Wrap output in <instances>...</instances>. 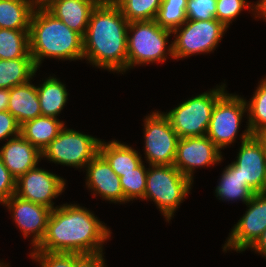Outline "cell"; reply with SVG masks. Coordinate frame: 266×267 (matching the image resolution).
<instances>
[{"mask_svg":"<svg viewBox=\"0 0 266 267\" xmlns=\"http://www.w3.org/2000/svg\"><path fill=\"white\" fill-rule=\"evenodd\" d=\"M111 233L104 222L80 204L57 205L51 210L43 240L31 251L99 253Z\"/></svg>","mask_w":266,"mask_h":267,"instance_id":"1","label":"cell"},{"mask_svg":"<svg viewBox=\"0 0 266 267\" xmlns=\"http://www.w3.org/2000/svg\"><path fill=\"white\" fill-rule=\"evenodd\" d=\"M129 21L112 0H101L91 13L83 38V59L109 72L127 71Z\"/></svg>","mask_w":266,"mask_h":267,"instance_id":"2","label":"cell"},{"mask_svg":"<svg viewBox=\"0 0 266 267\" xmlns=\"http://www.w3.org/2000/svg\"><path fill=\"white\" fill-rule=\"evenodd\" d=\"M29 51L37 69L42 60H82L83 38L44 7H35L29 27Z\"/></svg>","mask_w":266,"mask_h":267,"instance_id":"3","label":"cell"},{"mask_svg":"<svg viewBox=\"0 0 266 267\" xmlns=\"http://www.w3.org/2000/svg\"><path fill=\"white\" fill-rule=\"evenodd\" d=\"M172 31L162 28L156 20L131 21L127 31V71L137 65L163 63L173 59ZM170 57H168V56Z\"/></svg>","mask_w":266,"mask_h":267,"instance_id":"4","label":"cell"},{"mask_svg":"<svg viewBox=\"0 0 266 267\" xmlns=\"http://www.w3.org/2000/svg\"><path fill=\"white\" fill-rule=\"evenodd\" d=\"M192 184L174 165H149L142 200L153 201L166 222H170L190 193Z\"/></svg>","mask_w":266,"mask_h":267,"instance_id":"5","label":"cell"},{"mask_svg":"<svg viewBox=\"0 0 266 267\" xmlns=\"http://www.w3.org/2000/svg\"><path fill=\"white\" fill-rule=\"evenodd\" d=\"M226 84L198 94L163 112L179 138L205 136L216 101L226 92Z\"/></svg>","mask_w":266,"mask_h":267,"instance_id":"6","label":"cell"},{"mask_svg":"<svg viewBox=\"0 0 266 267\" xmlns=\"http://www.w3.org/2000/svg\"><path fill=\"white\" fill-rule=\"evenodd\" d=\"M227 28L216 18L210 20H186L175 29L173 59L179 60L195 54H205L216 50Z\"/></svg>","mask_w":266,"mask_h":267,"instance_id":"7","label":"cell"},{"mask_svg":"<svg viewBox=\"0 0 266 267\" xmlns=\"http://www.w3.org/2000/svg\"><path fill=\"white\" fill-rule=\"evenodd\" d=\"M100 142L101 139L64 126L42 150V160L82 169L99 153Z\"/></svg>","mask_w":266,"mask_h":267,"instance_id":"8","label":"cell"},{"mask_svg":"<svg viewBox=\"0 0 266 267\" xmlns=\"http://www.w3.org/2000/svg\"><path fill=\"white\" fill-rule=\"evenodd\" d=\"M144 154L149 165H174L179 136L161 111L144 119Z\"/></svg>","mask_w":266,"mask_h":267,"instance_id":"9","label":"cell"},{"mask_svg":"<svg viewBox=\"0 0 266 267\" xmlns=\"http://www.w3.org/2000/svg\"><path fill=\"white\" fill-rule=\"evenodd\" d=\"M247 113L246 99L227 91L216 101L206 136L220 149L236 141L241 121Z\"/></svg>","mask_w":266,"mask_h":267,"instance_id":"10","label":"cell"},{"mask_svg":"<svg viewBox=\"0 0 266 267\" xmlns=\"http://www.w3.org/2000/svg\"><path fill=\"white\" fill-rule=\"evenodd\" d=\"M245 205L248 208L231 229L222 246L223 252L231 249L241 253L247 250L266 229V194L255 193Z\"/></svg>","mask_w":266,"mask_h":267,"instance_id":"11","label":"cell"},{"mask_svg":"<svg viewBox=\"0 0 266 267\" xmlns=\"http://www.w3.org/2000/svg\"><path fill=\"white\" fill-rule=\"evenodd\" d=\"M65 185L63 177L36 166L16 179L15 195L53 210V199L64 192Z\"/></svg>","mask_w":266,"mask_h":267,"instance_id":"12","label":"cell"},{"mask_svg":"<svg viewBox=\"0 0 266 267\" xmlns=\"http://www.w3.org/2000/svg\"><path fill=\"white\" fill-rule=\"evenodd\" d=\"M221 150L205 135L179 138L174 166L192 182L196 168L210 167L223 160Z\"/></svg>","mask_w":266,"mask_h":267,"instance_id":"13","label":"cell"},{"mask_svg":"<svg viewBox=\"0 0 266 267\" xmlns=\"http://www.w3.org/2000/svg\"><path fill=\"white\" fill-rule=\"evenodd\" d=\"M237 159L231 164L238 168L243 181L256 192H262L266 182V154L261 142L247 127L240 136Z\"/></svg>","mask_w":266,"mask_h":267,"instance_id":"14","label":"cell"},{"mask_svg":"<svg viewBox=\"0 0 266 267\" xmlns=\"http://www.w3.org/2000/svg\"><path fill=\"white\" fill-rule=\"evenodd\" d=\"M3 205L11 212L14 222L21 230L24 238L32 237L30 240L31 249H35L45 236L47 222L52 209L20 198L15 194Z\"/></svg>","mask_w":266,"mask_h":267,"instance_id":"15","label":"cell"},{"mask_svg":"<svg viewBox=\"0 0 266 267\" xmlns=\"http://www.w3.org/2000/svg\"><path fill=\"white\" fill-rule=\"evenodd\" d=\"M86 187L91 190L92 196H100L110 203L125 204L124 192L120 177L114 173L109 163L98 153L86 166ZM98 194V195H97Z\"/></svg>","mask_w":266,"mask_h":267,"instance_id":"16","label":"cell"},{"mask_svg":"<svg viewBox=\"0 0 266 267\" xmlns=\"http://www.w3.org/2000/svg\"><path fill=\"white\" fill-rule=\"evenodd\" d=\"M0 157L9 172L17 179L39 164L42 153L19 134L3 144L0 148Z\"/></svg>","mask_w":266,"mask_h":267,"instance_id":"17","label":"cell"},{"mask_svg":"<svg viewBox=\"0 0 266 267\" xmlns=\"http://www.w3.org/2000/svg\"><path fill=\"white\" fill-rule=\"evenodd\" d=\"M100 1L53 0L44 8L83 37L87 30L91 13Z\"/></svg>","mask_w":266,"mask_h":267,"instance_id":"18","label":"cell"},{"mask_svg":"<svg viewBox=\"0 0 266 267\" xmlns=\"http://www.w3.org/2000/svg\"><path fill=\"white\" fill-rule=\"evenodd\" d=\"M9 96L7 111L19 125L41 116L37 87L31 80L9 89Z\"/></svg>","mask_w":266,"mask_h":267,"instance_id":"19","label":"cell"},{"mask_svg":"<svg viewBox=\"0 0 266 267\" xmlns=\"http://www.w3.org/2000/svg\"><path fill=\"white\" fill-rule=\"evenodd\" d=\"M99 154L119 177L123 176L124 173L131 172L144 162L137 150L114 139L108 142L101 140Z\"/></svg>","mask_w":266,"mask_h":267,"instance_id":"20","label":"cell"},{"mask_svg":"<svg viewBox=\"0 0 266 267\" xmlns=\"http://www.w3.org/2000/svg\"><path fill=\"white\" fill-rule=\"evenodd\" d=\"M64 123L58 118L39 116L20 125V135L42 152L58 136Z\"/></svg>","mask_w":266,"mask_h":267,"instance_id":"21","label":"cell"},{"mask_svg":"<svg viewBox=\"0 0 266 267\" xmlns=\"http://www.w3.org/2000/svg\"><path fill=\"white\" fill-rule=\"evenodd\" d=\"M37 87L41 116L54 117L61 113L67 103L66 86L55 76H49Z\"/></svg>","mask_w":266,"mask_h":267,"instance_id":"22","label":"cell"},{"mask_svg":"<svg viewBox=\"0 0 266 267\" xmlns=\"http://www.w3.org/2000/svg\"><path fill=\"white\" fill-rule=\"evenodd\" d=\"M256 192L243 181L239 175L238 168L231 163L228 164L219 178L218 185L215 188V196L219 200L237 201L241 200L246 204Z\"/></svg>","mask_w":266,"mask_h":267,"instance_id":"23","label":"cell"},{"mask_svg":"<svg viewBox=\"0 0 266 267\" xmlns=\"http://www.w3.org/2000/svg\"><path fill=\"white\" fill-rule=\"evenodd\" d=\"M33 0H0V28L29 30Z\"/></svg>","mask_w":266,"mask_h":267,"instance_id":"24","label":"cell"},{"mask_svg":"<svg viewBox=\"0 0 266 267\" xmlns=\"http://www.w3.org/2000/svg\"><path fill=\"white\" fill-rule=\"evenodd\" d=\"M37 71L33 58L0 59V89L25 84Z\"/></svg>","mask_w":266,"mask_h":267,"instance_id":"25","label":"cell"},{"mask_svg":"<svg viewBox=\"0 0 266 267\" xmlns=\"http://www.w3.org/2000/svg\"><path fill=\"white\" fill-rule=\"evenodd\" d=\"M32 58L29 30L0 28V59Z\"/></svg>","mask_w":266,"mask_h":267,"instance_id":"26","label":"cell"},{"mask_svg":"<svg viewBox=\"0 0 266 267\" xmlns=\"http://www.w3.org/2000/svg\"><path fill=\"white\" fill-rule=\"evenodd\" d=\"M247 104V126L252 135L266 127V77L260 80Z\"/></svg>","mask_w":266,"mask_h":267,"instance_id":"27","label":"cell"},{"mask_svg":"<svg viewBox=\"0 0 266 267\" xmlns=\"http://www.w3.org/2000/svg\"><path fill=\"white\" fill-rule=\"evenodd\" d=\"M129 21L154 20L162 0H112Z\"/></svg>","mask_w":266,"mask_h":267,"instance_id":"28","label":"cell"},{"mask_svg":"<svg viewBox=\"0 0 266 267\" xmlns=\"http://www.w3.org/2000/svg\"><path fill=\"white\" fill-rule=\"evenodd\" d=\"M187 0H162L156 22L164 29L174 31L186 20Z\"/></svg>","mask_w":266,"mask_h":267,"instance_id":"29","label":"cell"},{"mask_svg":"<svg viewBox=\"0 0 266 267\" xmlns=\"http://www.w3.org/2000/svg\"><path fill=\"white\" fill-rule=\"evenodd\" d=\"M147 165L143 162L131 172L124 173L120 177V183L125 199L130 202L144 198L146 190Z\"/></svg>","mask_w":266,"mask_h":267,"instance_id":"30","label":"cell"},{"mask_svg":"<svg viewBox=\"0 0 266 267\" xmlns=\"http://www.w3.org/2000/svg\"><path fill=\"white\" fill-rule=\"evenodd\" d=\"M248 9L255 15V4L248 0H217L215 18L226 28H229L232 21L243 11Z\"/></svg>","mask_w":266,"mask_h":267,"instance_id":"31","label":"cell"},{"mask_svg":"<svg viewBox=\"0 0 266 267\" xmlns=\"http://www.w3.org/2000/svg\"><path fill=\"white\" fill-rule=\"evenodd\" d=\"M29 256L40 267H74V253L30 251Z\"/></svg>","mask_w":266,"mask_h":267,"instance_id":"32","label":"cell"},{"mask_svg":"<svg viewBox=\"0 0 266 267\" xmlns=\"http://www.w3.org/2000/svg\"><path fill=\"white\" fill-rule=\"evenodd\" d=\"M217 0H187V20L215 19Z\"/></svg>","mask_w":266,"mask_h":267,"instance_id":"33","label":"cell"},{"mask_svg":"<svg viewBox=\"0 0 266 267\" xmlns=\"http://www.w3.org/2000/svg\"><path fill=\"white\" fill-rule=\"evenodd\" d=\"M16 190V178L9 172L0 157V204H4Z\"/></svg>","mask_w":266,"mask_h":267,"instance_id":"34","label":"cell"},{"mask_svg":"<svg viewBox=\"0 0 266 267\" xmlns=\"http://www.w3.org/2000/svg\"><path fill=\"white\" fill-rule=\"evenodd\" d=\"M19 134L20 125L16 119L7 110L0 111V141H7Z\"/></svg>","mask_w":266,"mask_h":267,"instance_id":"35","label":"cell"},{"mask_svg":"<svg viewBox=\"0 0 266 267\" xmlns=\"http://www.w3.org/2000/svg\"><path fill=\"white\" fill-rule=\"evenodd\" d=\"M103 251L94 254L74 253V267H107Z\"/></svg>","mask_w":266,"mask_h":267,"instance_id":"36","label":"cell"},{"mask_svg":"<svg viewBox=\"0 0 266 267\" xmlns=\"http://www.w3.org/2000/svg\"><path fill=\"white\" fill-rule=\"evenodd\" d=\"M254 252H258L266 259V229L262 232L257 241L249 248Z\"/></svg>","mask_w":266,"mask_h":267,"instance_id":"37","label":"cell"},{"mask_svg":"<svg viewBox=\"0 0 266 267\" xmlns=\"http://www.w3.org/2000/svg\"><path fill=\"white\" fill-rule=\"evenodd\" d=\"M255 18H262L266 21V0H259L255 4Z\"/></svg>","mask_w":266,"mask_h":267,"instance_id":"38","label":"cell"},{"mask_svg":"<svg viewBox=\"0 0 266 267\" xmlns=\"http://www.w3.org/2000/svg\"><path fill=\"white\" fill-rule=\"evenodd\" d=\"M9 98V89H0V111L7 110Z\"/></svg>","mask_w":266,"mask_h":267,"instance_id":"39","label":"cell"},{"mask_svg":"<svg viewBox=\"0 0 266 267\" xmlns=\"http://www.w3.org/2000/svg\"><path fill=\"white\" fill-rule=\"evenodd\" d=\"M257 139L261 142L264 152L266 154V127L258 131L257 133L254 134Z\"/></svg>","mask_w":266,"mask_h":267,"instance_id":"40","label":"cell"},{"mask_svg":"<svg viewBox=\"0 0 266 267\" xmlns=\"http://www.w3.org/2000/svg\"><path fill=\"white\" fill-rule=\"evenodd\" d=\"M51 1L53 0H33V3L35 7H45Z\"/></svg>","mask_w":266,"mask_h":267,"instance_id":"41","label":"cell"},{"mask_svg":"<svg viewBox=\"0 0 266 267\" xmlns=\"http://www.w3.org/2000/svg\"><path fill=\"white\" fill-rule=\"evenodd\" d=\"M0 267H9L8 264H5L4 262L0 261Z\"/></svg>","mask_w":266,"mask_h":267,"instance_id":"42","label":"cell"},{"mask_svg":"<svg viewBox=\"0 0 266 267\" xmlns=\"http://www.w3.org/2000/svg\"><path fill=\"white\" fill-rule=\"evenodd\" d=\"M261 193L266 194V182H265L264 188H263Z\"/></svg>","mask_w":266,"mask_h":267,"instance_id":"43","label":"cell"}]
</instances>
